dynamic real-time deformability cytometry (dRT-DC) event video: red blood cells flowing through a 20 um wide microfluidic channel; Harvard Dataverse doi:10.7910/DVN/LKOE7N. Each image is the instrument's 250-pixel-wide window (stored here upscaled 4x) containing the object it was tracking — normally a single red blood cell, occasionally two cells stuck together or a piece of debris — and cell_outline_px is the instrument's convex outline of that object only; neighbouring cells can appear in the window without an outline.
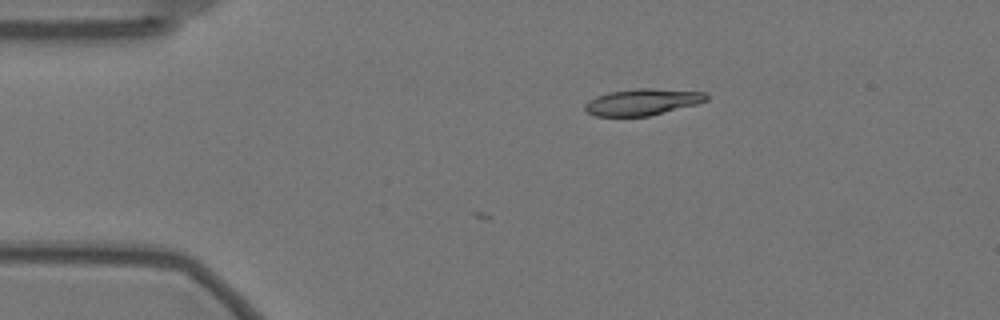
{"species": "Egyptian fruit bat (a non-hibernating species)", "species_latin": "Rousettus aegyptiacus", "temperature_condition": "warm", "stored_images_in_passage": 2, "camera_frame_rate_fps": 3000, "um_per_image_px": 0.085, "animal": {"sex": "female"}, "frame": {"image": 1, "passage_image": 2, "time_ms": 0.333, "image_size_px": [1000, 320], "cell_outline_px": [[708, 100], [696, 104], [648, 116], [596, 116], [588, 112], [584, 108], [584, 104], [588, 100], [596, 96], [608, 92], [636, 88], [652, 88], [704, 92], [708, 96]], "centroid_in_image_um": [54.58, 8.66], "position_along_channel_um": 30.4, "area_um2": 18.67}}